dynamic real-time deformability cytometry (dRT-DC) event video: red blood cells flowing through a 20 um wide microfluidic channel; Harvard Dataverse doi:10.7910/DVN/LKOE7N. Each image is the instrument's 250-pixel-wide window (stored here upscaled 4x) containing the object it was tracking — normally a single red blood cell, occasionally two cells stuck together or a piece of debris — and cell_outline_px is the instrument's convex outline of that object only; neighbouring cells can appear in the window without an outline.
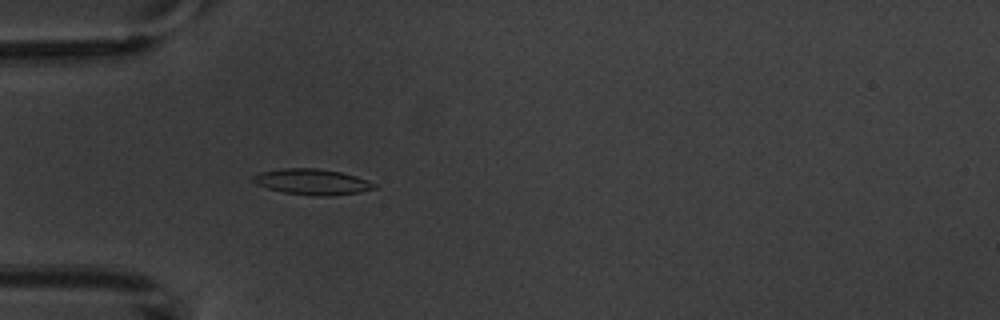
{"species": "common noctule bat (a hibernating species)", "species_latin": "Nyctalus noctula", "temperature_condition": "warm", "stored_images_in_passage": 5, "camera_frame_rate_fps": 3000, "um_per_image_px": 0.085, "animal": {"sex": "male", "body_mass_g": 20.1, "forearm_length_mm": 53.5}, "frame": {"image": 1, "passage_image": 5, "time_ms": 4.667, "image_size_px": [1000, 320], "cell_outline_px": [[376, 188], [360, 192], [332, 196], [316, 196], [284, 192], [268, 188], [256, 184], [252, 180], [252, 176], [260, 172], [284, 168], [316, 168], [340, 172], [356, 176], [368, 180], [376, 184]], "centroid_in_image_um": [26.55, 15.46], "position_along_channel_um": 58.5, "area_um2": 18.15}}